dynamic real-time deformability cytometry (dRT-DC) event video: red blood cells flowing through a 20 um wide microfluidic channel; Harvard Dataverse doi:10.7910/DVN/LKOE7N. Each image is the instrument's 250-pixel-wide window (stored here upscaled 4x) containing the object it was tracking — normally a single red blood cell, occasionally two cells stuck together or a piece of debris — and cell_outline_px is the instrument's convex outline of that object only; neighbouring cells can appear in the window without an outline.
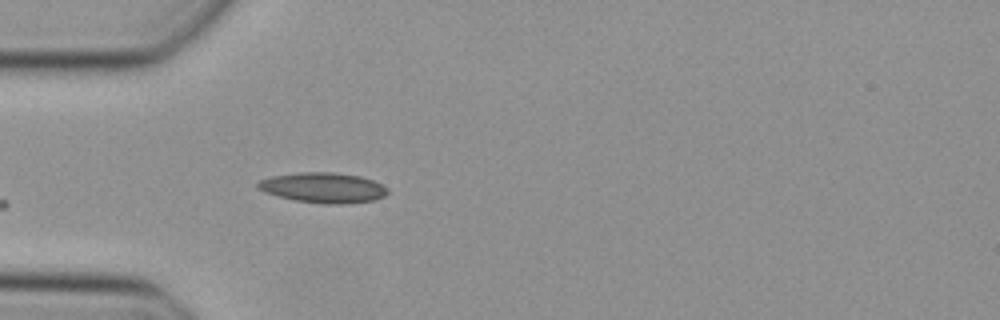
{"species": "Egyptian fruit bat (a non-hibernating species)", "species_latin": "Rousettus aegyptiacus", "temperature_condition": "cold", "stored_images_in_passage": 7, "camera_frame_rate_fps": 3000, "um_per_image_px": 0.085, "animal": {"sex": "female"}, "frame": {"image": 1, "passage_image": 1, "time_ms": 0.0, "image_size_px": [1000, 320], "cell_outline_px": [[388, 192], [384, 196], [376, 200], [344, 204], [324, 204], [296, 200], [264, 192], [256, 188], [256, 184], [260, 180], [272, 176], [300, 172], [332, 172], [360, 176], [372, 180], [388, 188]], "centroid_in_image_um": [27.48, 15.95], "position_along_channel_um": 57.5, "area_um2": 22.83}}